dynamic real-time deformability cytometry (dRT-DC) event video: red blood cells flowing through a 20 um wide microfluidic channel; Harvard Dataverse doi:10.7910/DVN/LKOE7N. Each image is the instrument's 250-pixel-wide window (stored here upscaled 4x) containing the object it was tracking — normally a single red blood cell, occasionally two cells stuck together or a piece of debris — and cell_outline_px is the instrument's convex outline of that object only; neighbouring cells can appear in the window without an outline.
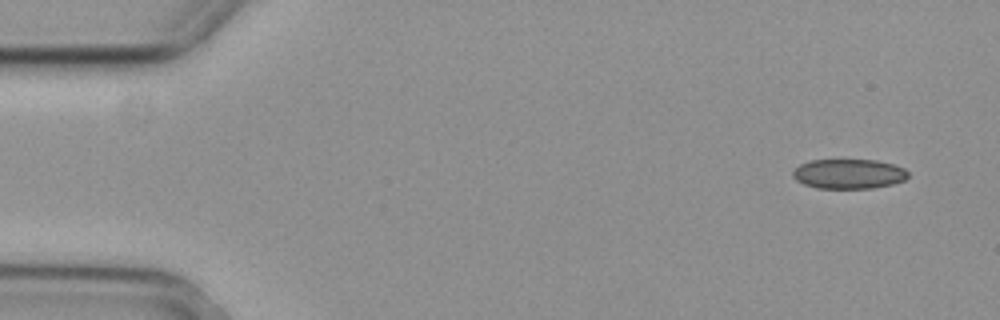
{"species": "common noctule bat (a hibernating species)", "species_latin": "Nyctalus noctula", "temperature_condition": "cold", "stored_images_in_passage": 5, "segment_of_instrument_passage": [2, 2], "camera_frame_rate_fps": 3000, "um_per_image_px": 0.085, "animal": {"sex": "female", "body_mass_g": 29.2, "forearm_length_mm": 56.3}, "frame": {"image": 1, "passage_image": 5, "time_ms": 1.333, "image_size_px": [1000, 320], "cell_outline_px": [[908, 176], [904, 180], [892, 184], [872, 188], [816, 188], [804, 184], [796, 180], [792, 176], [792, 172], [800, 164], [808, 160], [876, 160], [896, 164], [904, 168], [908, 172]], "centroid_in_image_um": [72.14, 14.77], "position_along_channel_um": 12.9, "area_um2": 20.06}}